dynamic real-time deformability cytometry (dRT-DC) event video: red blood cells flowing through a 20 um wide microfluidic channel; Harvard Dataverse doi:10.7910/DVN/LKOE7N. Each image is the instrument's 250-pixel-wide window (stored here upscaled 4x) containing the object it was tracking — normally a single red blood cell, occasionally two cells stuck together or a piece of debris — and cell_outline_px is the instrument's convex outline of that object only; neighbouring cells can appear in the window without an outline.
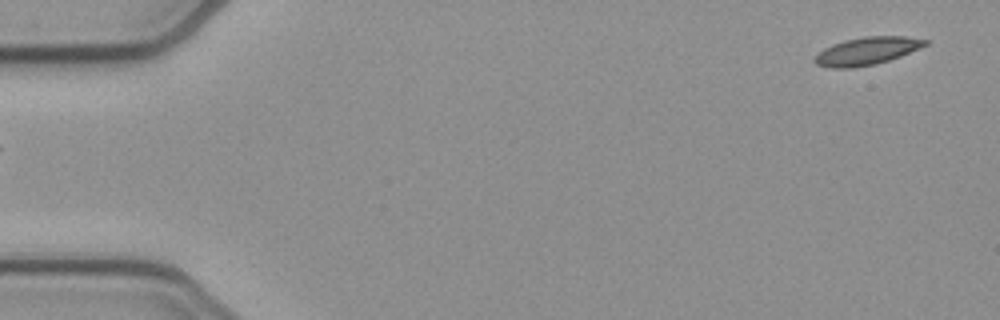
{"species": "common noctule bat (a hibernating species)", "species_latin": "Nyctalus noctula", "temperature_condition": "cold", "stored_images_in_passage": 52, "camera_frame_rate_fps": 3000, "um_per_image_px": 0.085, "animal": {"sex": "female", "body_mass_g": 21.9}, "frame": {"image": 1, "passage_image": 1, "time_ms": 0.0, "image_size_px": [1000, 320], "cell_outline_px": [[928, 44], [900, 56], [876, 64], [852, 68], [832, 68], [816, 64], [812, 60], [824, 48], [832, 44], [844, 40], [864, 36], [904, 36], [928, 40]], "centroid_in_image_um": [73.66, 4.33], "position_along_channel_um": 11.3, "area_um2": 17.74}}
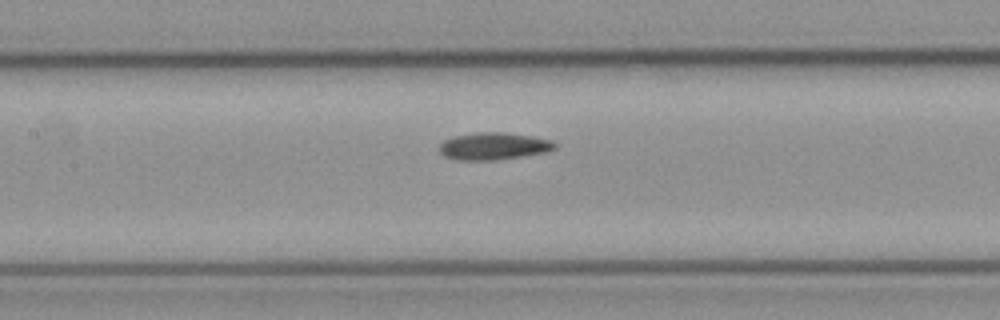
{"frame": {"image": 2, "passage_image": 23, "time_ms": 7.333, "image_size_px": [1000, 320], "cell_outline_px": [[556, 148], [544, 152], [520, 156], [492, 160], [460, 160], [444, 156], [440, 152], [440, 144], [444, 140], [456, 136], [476, 132], [504, 132], [532, 136], [552, 140], [556, 144]], "centroid_in_image_um": [41.95, 12.41], "position_along_channel_um": 165.4, "area_um2": 18.09}}
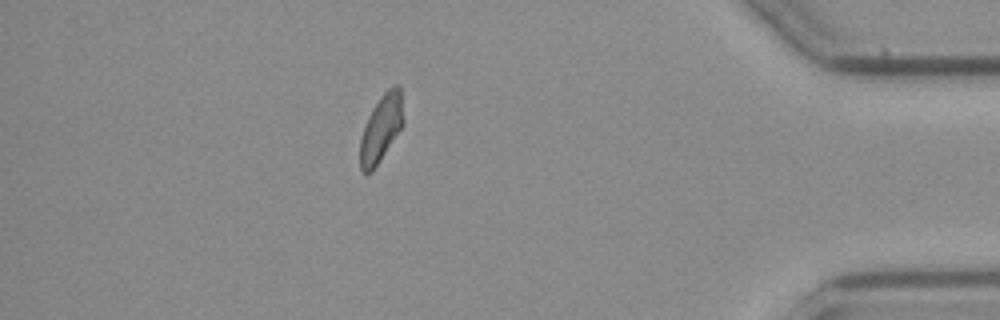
{"frame": {"image": 3, "passage_image": 45, "time_ms": 14.667, "image_size_px": [1000, 320], "cell_outline_px": [[404, 124], [372, 172], [364, 172], [360, 168], [360, 140], [368, 116], [372, 108], [380, 96], [388, 88], [396, 84], [400, 84], [404, 120]], "centroid_in_image_um": [32.42, 10.86], "position_along_channel_um": 402.8, "area_um2": 16.88}}